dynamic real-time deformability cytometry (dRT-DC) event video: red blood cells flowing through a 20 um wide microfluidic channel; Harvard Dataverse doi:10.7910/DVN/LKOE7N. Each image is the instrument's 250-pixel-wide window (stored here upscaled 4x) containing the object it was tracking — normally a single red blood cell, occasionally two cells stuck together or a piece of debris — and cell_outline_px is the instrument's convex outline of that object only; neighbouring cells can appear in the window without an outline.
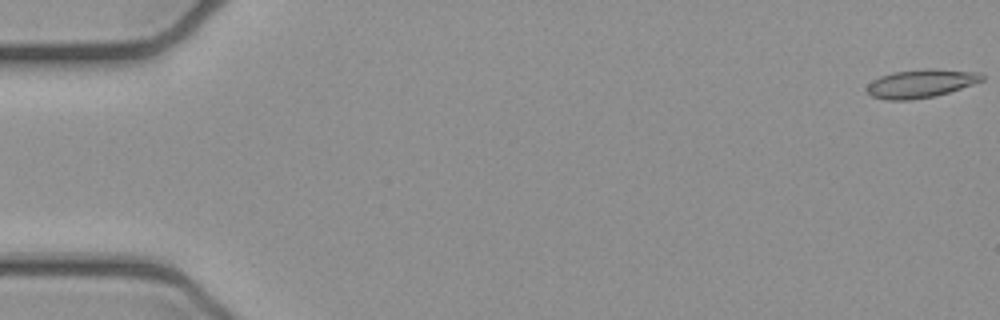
{"species": "common noctule bat (a hibernating species)", "species_latin": "Nyctalus noctula", "temperature_condition": "cold", "stored_images_in_passage": 5, "segment_of_instrument_passage": [2, 2], "camera_frame_rate_fps": 3000, "um_per_image_px": 0.085, "animal": {"sex": "female", "body_mass_g": 21.9}, "frame": {"image": 1, "passage_image": 5, "time_ms": 1.333, "image_size_px": [1000, 320], "cell_outline_px": [[984, 80], [936, 96], [912, 100], [888, 100], [872, 96], [868, 92], [868, 84], [872, 80], [880, 76], [892, 72], [924, 68], [932, 68], [980, 72], [984, 76]], "centroid_in_image_um": [78.28, 7.08], "position_along_channel_um": 6.7, "area_um2": 19.07}}